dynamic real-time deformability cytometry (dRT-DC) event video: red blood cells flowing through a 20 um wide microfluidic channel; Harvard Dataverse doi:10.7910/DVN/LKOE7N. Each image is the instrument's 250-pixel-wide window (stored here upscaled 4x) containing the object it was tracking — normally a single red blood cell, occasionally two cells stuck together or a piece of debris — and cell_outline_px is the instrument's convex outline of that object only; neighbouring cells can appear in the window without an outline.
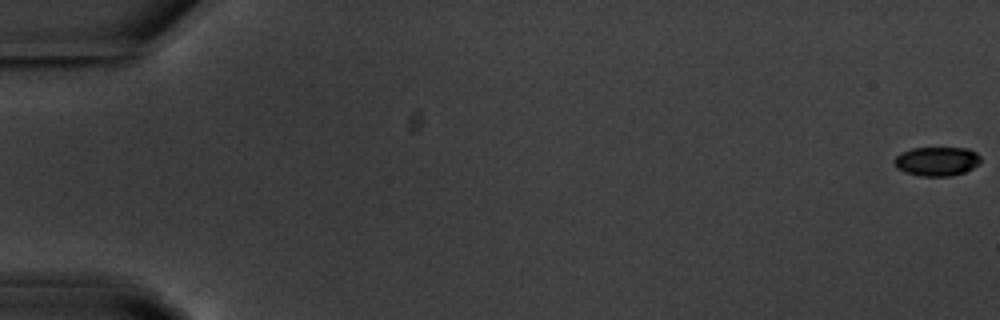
{"species": "common noctule bat (a hibernating species)", "species_latin": "Nyctalus noctula", "temperature_condition": "warm", "stored_images_in_passage": 11, "camera_frame_rate_fps": 3000, "um_per_image_px": 0.085, "animal": {"sex": "male", "body_mass_g": 20.1, "forearm_length_mm": 53.5}, "frame": {"image": 1, "passage_image": 1, "time_ms": 0.0, "image_size_px": [1000, 320], "cell_outline_px": [[980, 160], [972, 168], [964, 172], [948, 176], [920, 176], [904, 172], [896, 168], [892, 160], [900, 152], [912, 148], [968, 148], [976, 152], [980, 156]], "centroid_in_image_um": [79.57, 13.7], "position_along_channel_um": 5.4, "area_um2": 14.68}}